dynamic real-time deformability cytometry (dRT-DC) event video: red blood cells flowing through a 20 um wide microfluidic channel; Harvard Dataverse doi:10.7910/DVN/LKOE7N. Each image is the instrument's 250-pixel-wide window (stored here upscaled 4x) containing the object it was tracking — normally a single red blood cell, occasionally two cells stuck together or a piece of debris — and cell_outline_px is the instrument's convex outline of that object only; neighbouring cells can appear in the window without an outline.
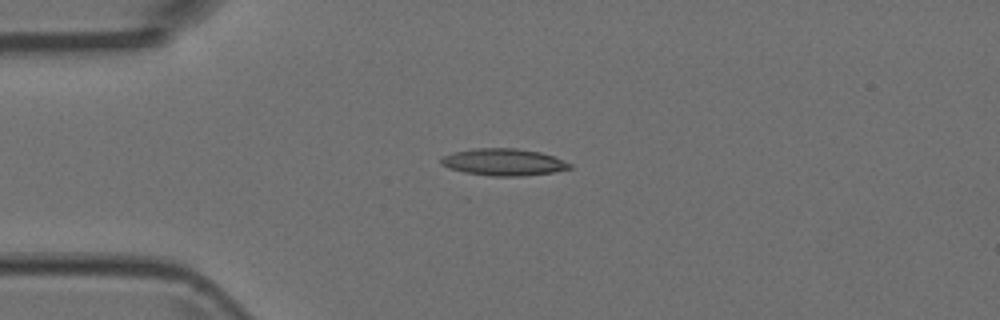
{"species": "Egyptian fruit bat (a non-hibernating species)", "species_latin": "Rousettus aegyptiacus", "temperature_condition": "room temperature", "stored_images_in_passage": 6, "camera_frame_rate_fps": 3000, "um_per_image_px": 0.085, "animal": {"sex": "female"}, "frame": {"image": 1, "passage_image": 3, "time_ms": 0.667, "image_size_px": [1000, 320], "cell_outline_px": [[572, 168], [552, 172], [524, 176], [492, 176], [464, 172], [448, 168], [440, 164], [440, 160], [444, 156], [452, 152], [472, 148], [516, 148], [540, 152], [552, 156], [572, 164]], "centroid_in_image_um": [42.77, 13.77], "position_along_channel_um": 42.2, "area_um2": 20.23}}
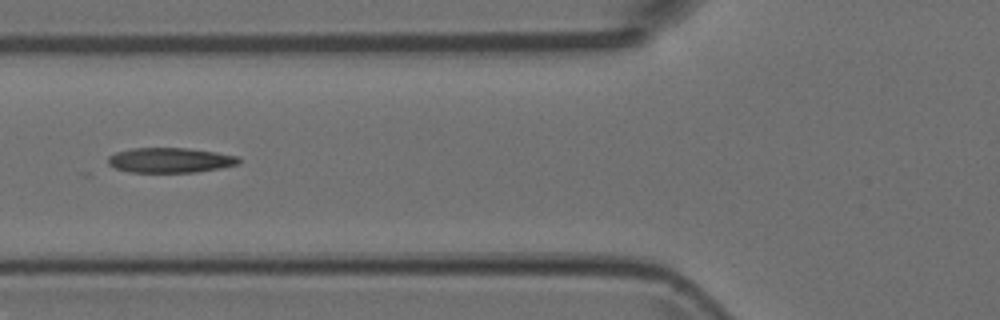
{"frame": {"image": 2, "passage_image": 5, "time_ms": 1.333, "image_size_px": [1000, 320], "cell_outline_px": [[240, 164], [220, 168], [196, 172], [128, 172], [116, 168], [108, 164], [108, 156], [116, 152], [132, 148], [188, 148], [216, 152], [236, 156], [240, 160]], "centroid_in_image_um": [14.45, 13.61], "position_along_channel_um": 111.3, "area_um2": 19.02}}
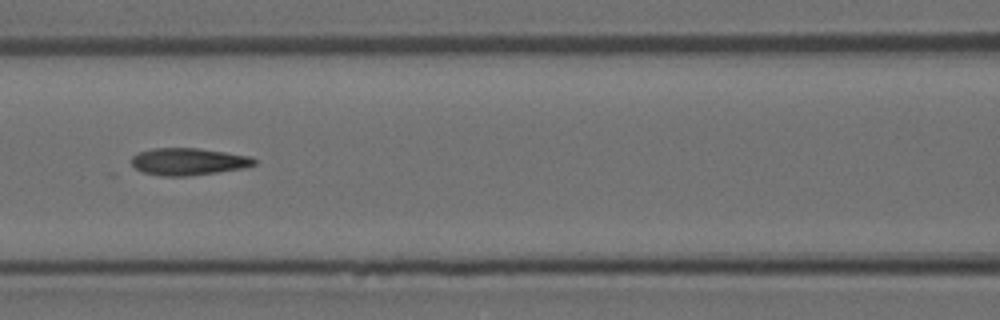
{"frame": {"image": 3, "passage_image": 6, "time_ms": 1.667, "image_size_px": [1000, 320], "cell_outline_px": [[256, 164], [244, 168], [188, 176], [160, 176], [144, 172], [136, 168], [132, 164], [132, 156], [140, 152], [152, 148], [196, 148], [224, 152], [248, 156], [256, 160]], "centroid_in_image_um": [16.0, 13.74], "position_along_channel_um": 150.6, "area_um2": 19.19}}